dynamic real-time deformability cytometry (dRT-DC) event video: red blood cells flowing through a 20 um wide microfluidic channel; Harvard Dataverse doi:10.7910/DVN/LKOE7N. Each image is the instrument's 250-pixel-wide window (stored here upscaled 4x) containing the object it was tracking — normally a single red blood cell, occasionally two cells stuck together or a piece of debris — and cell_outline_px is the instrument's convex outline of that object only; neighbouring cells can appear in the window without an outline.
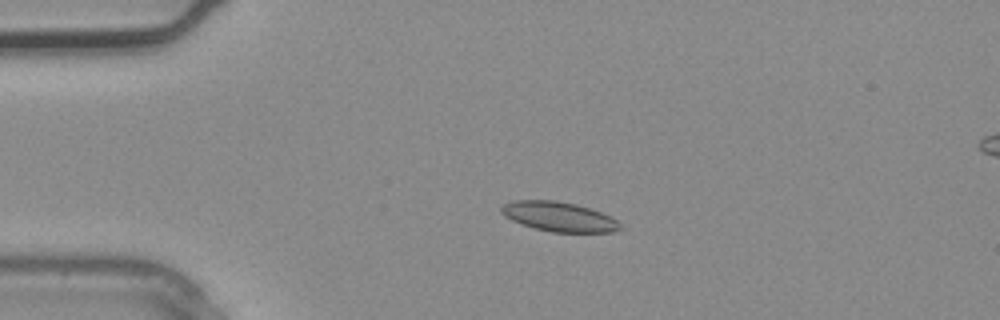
{"species": "common noctule bat (a hibernating species)", "species_latin": "Nyctalus noctula", "temperature_condition": "warm", "stored_images_in_passage": 4, "camera_frame_rate_fps": 3000, "um_per_image_px": 0.085, "animal": {"sex": "male", "body_mass_g": 20.4}, "frame": {"image": 1, "passage_image": 3, "time_ms": 0.667, "image_size_px": [1000, 320], "cell_outline_px": [[620, 228], [612, 232], [552, 232], [536, 228], [512, 220], [504, 216], [500, 212], [500, 208], [504, 204], [516, 200], [556, 200], [576, 204], [600, 212], [616, 220], [620, 224]], "centroid_in_image_um": [47.48, 18.41], "position_along_channel_um": 37.5, "area_um2": 20.17}}